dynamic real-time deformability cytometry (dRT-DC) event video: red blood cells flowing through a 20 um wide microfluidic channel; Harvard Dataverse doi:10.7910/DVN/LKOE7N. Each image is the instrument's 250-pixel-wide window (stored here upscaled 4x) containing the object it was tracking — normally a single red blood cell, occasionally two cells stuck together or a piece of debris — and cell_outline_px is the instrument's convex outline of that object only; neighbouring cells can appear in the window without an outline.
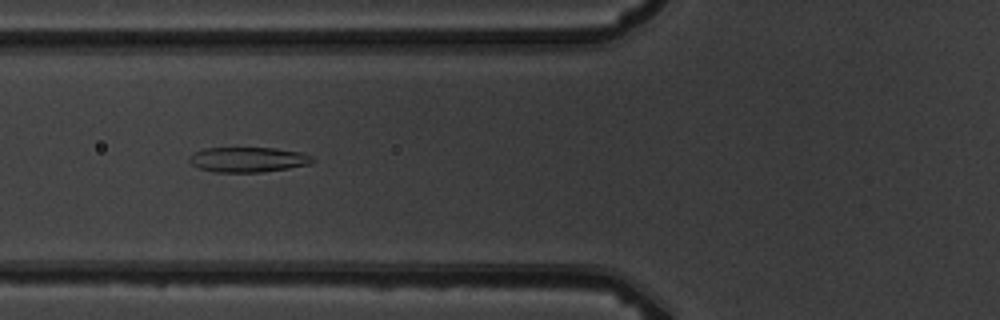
{"species": "common noctule bat (a hibernating species)", "species_latin": "Nyctalus noctula", "temperature_condition": "warm", "stored_images_in_passage": 7, "camera_frame_rate_fps": 3000, "um_per_image_px": 0.085, "animal": {"sex": "male", "body_mass_g": 19.5, "forearm_length_mm": 54.6}, "frame": {"image": 1, "passage_image": 6, "time_ms": 6.333, "image_size_px": [1000, 320], "cell_outline_px": [[316, 160], [312, 164], [288, 168], [260, 172], [216, 172], [200, 168], [192, 164], [188, 160], [196, 152], [204, 148], [276, 148], [300, 152], [312, 156]], "centroid_in_image_um": [21.14, 13.56], "position_along_channel_um": 104.7, "area_um2": 17.86}}
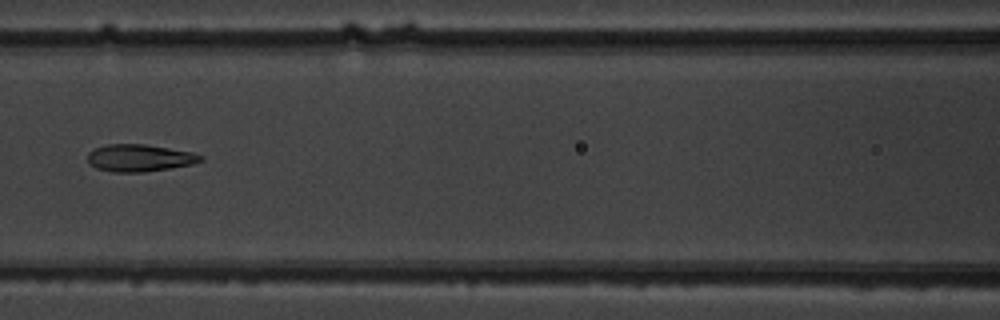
{"frame": {"image": 2, "passage_image": 7, "time_ms": 7.667, "image_size_px": [1000, 320], "cell_outline_px": [[204, 160], [192, 164], [144, 172], [112, 172], [96, 168], [88, 164], [88, 152], [96, 148], [108, 144], [144, 144], [192, 152], [204, 156]], "centroid_in_image_um": [11.85, 13.43], "position_along_channel_um": 154.8, "area_um2": 17.86}}